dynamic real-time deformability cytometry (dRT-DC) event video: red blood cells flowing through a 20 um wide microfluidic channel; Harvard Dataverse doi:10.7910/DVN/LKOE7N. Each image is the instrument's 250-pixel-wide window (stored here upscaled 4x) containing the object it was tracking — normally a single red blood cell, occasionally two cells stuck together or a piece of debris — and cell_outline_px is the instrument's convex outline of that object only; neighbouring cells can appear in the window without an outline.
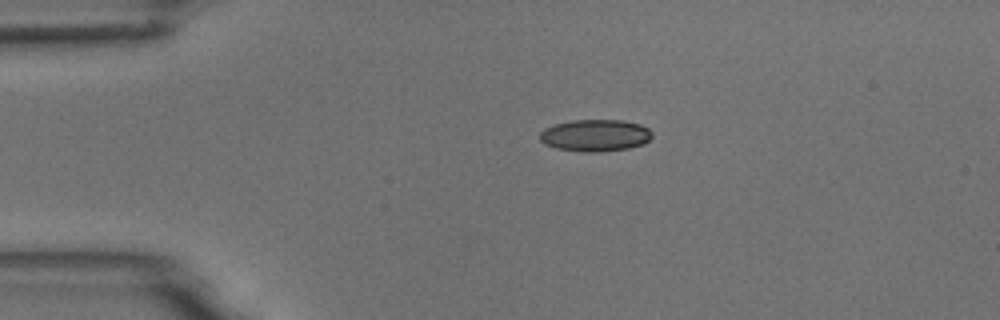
{"species": "common noctule bat (a hibernating species)", "species_latin": "Nyctalus noctula", "temperature_condition": "room temperature", "stored_images_in_passage": 5, "camera_frame_rate_fps": 3000, "um_per_image_px": 0.085, "animal": {"sex": "male", "body_mass_g": 18.8}, "frame": {"image": 1, "passage_image": 5, "time_ms": 5.333, "image_size_px": [1000, 320], "cell_outline_px": [[652, 136], [644, 144], [628, 148], [600, 152], [584, 152], [556, 148], [544, 144], [540, 140], [540, 132], [544, 128], [556, 124], [572, 120], [624, 120], [640, 124], [648, 128], [652, 132]], "centroid_in_image_um": [50.6, 11.51], "position_along_channel_um": 34.4, "area_um2": 20.98}}